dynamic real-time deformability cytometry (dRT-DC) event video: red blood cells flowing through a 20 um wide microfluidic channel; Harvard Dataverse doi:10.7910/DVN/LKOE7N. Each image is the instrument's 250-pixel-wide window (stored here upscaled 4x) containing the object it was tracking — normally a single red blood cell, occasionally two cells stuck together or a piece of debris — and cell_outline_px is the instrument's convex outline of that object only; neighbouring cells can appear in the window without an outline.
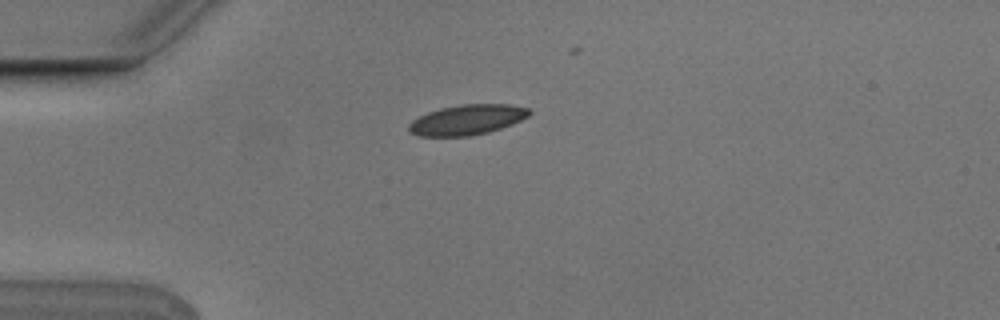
{"species": "Egyptian fruit bat (a non-hibernating species)", "species_latin": "Rousettus aegyptiacus", "temperature_condition": "cold", "stored_images_in_passage": 4, "camera_frame_rate_fps": 3000, "um_per_image_px": 0.085, "animal": {"sex": "male"}, "frame": {"image": 1, "passage_image": 1, "time_ms": 0.0, "image_size_px": [1000, 320], "cell_outline_px": [[532, 112], [528, 116], [512, 124], [488, 132], [472, 136], [420, 136], [412, 132], [408, 128], [408, 124], [412, 120], [428, 112], [440, 108], [460, 104], [512, 104], [528, 108]], "centroid_in_image_um": [39.72, 10.17], "position_along_channel_um": 45.3, "area_um2": 21.15}}